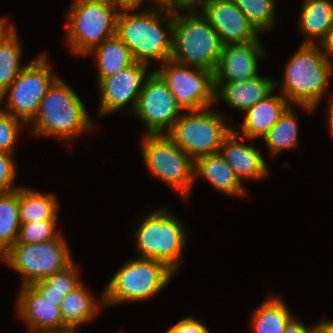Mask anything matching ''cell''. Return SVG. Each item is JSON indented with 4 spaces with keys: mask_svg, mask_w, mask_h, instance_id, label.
I'll use <instances>...</instances> for the list:
<instances>
[{
    "mask_svg": "<svg viewBox=\"0 0 333 333\" xmlns=\"http://www.w3.org/2000/svg\"><path fill=\"white\" fill-rule=\"evenodd\" d=\"M272 92L245 111L242 124L243 136L248 139L264 137L290 106L284 96H272Z\"/></svg>",
    "mask_w": 333,
    "mask_h": 333,
    "instance_id": "20",
    "label": "cell"
},
{
    "mask_svg": "<svg viewBox=\"0 0 333 333\" xmlns=\"http://www.w3.org/2000/svg\"><path fill=\"white\" fill-rule=\"evenodd\" d=\"M321 47L323 55L331 61V59L328 58V56H333V27L327 32L325 38L318 43ZM321 44V45H320Z\"/></svg>",
    "mask_w": 333,
    "mask_h": 333,
    "instance_id": "38",
    "label": "cell"
},
{
    "mask_svg": "<svg viewBox=\"0 0 333 333\" xmlns=\"http://www.w3.org/2000/svg\"><path fill=\"white\" fill-rule=\"evenodd\" d=\"M201 14L220 36L224 45L246 44L258 39L259 31L233 0H204Z\"/></svg>",
    "mask_w": 333,
    "mask_h": 333,
    "instance_id": "14",
    "label": "cell"
},
{
    "mask_svg": "<svg viewBox=\"0 0 333 333\" xmlns=\"http://www.w3.org/2000/svg\"><path fill=\"white\" fill-rule=\"evenodd\" d=\"M151 1H153L154 3L156 2L158 6H163L166 9L170 10V0H151Z\"/></svg>",
    "mask_w": 333,
    "mask_h": 333,
    "instance_id": "44",
    "label": "cell"
},
{
    "mask_svg": "<svg viewBox=\"0 0 333 333\" xmlns=\"http://www.w3.org/2000/svg\"><path fill=\"white\" fill-rule=\"evenodd\" d=\"M20 224L19 189L0 193V258L16 243Z\"/></svg>",
    "mask_w": 333,
    "mask_h": 333,
    "instance_id": "27",
    "label": "cell"
},
{
    "mask_svg": "<svg viewBox=\"0 0 333 333\" xmlns=\"http://www.w3.org/2000/svg\"><path fill=\"white\" fill-rule=\"evenodd\" d=\"M70 251L61 234L43 243H15L2 259L23 276L22 285H32L71 263Z\"/></svg>",
    "mask_w": 333,
    "mask_h": 333,
    "instance_id": "10",
    "label": "cell"
},
{
    "mask_svg": "<svg viewBox=\"0 0 333 333\" xmlns=\"http://www.w3.org/2000/svg\"><path fill=\"white\" fill-rule=\"evenodd\" d=\"M148 74L147 64L135 61L118 73L102 79L98 84L101 88L100 114H106L123 108L132 102L130 113L136 109L139 95ZM147 74V75H146Z\"/></svg>",
    "mask_w": 333,
    "mask_h": 333,
    "instance_id": "15",
    "label": "cell"
},
{
    "mask_svg": "<svg viewBox=\"0 0 333 333\" xmlns=\"http://www.w3.org/2000/svg\"><path fill=\"white\" fill-rule=\"evenodd\" d=\"M90 53L95 54L98 68V83L111 75L127 68L135 62L130 49L117 36L104 40Z\"/></svg>",
    "mask_w": 333,
    "mask_h": 333,
    "instance_id": "24",
    "label": "cell"
},
{
    "mask_svg": "<svg viewBox=\"0 0 333 333\" xmlns=\"http://www.w3.org/2000/svg\"><path fill=\"white\" fill-rule=\"evenodd\" d=\"M7 19H0V39L13 27L7 26ZM8 27V28H7Z\"/></svg>",
    "mask_w": 333,
    "mask_h": 333,
    "instance_id": "42",
    "label": "cell"
},
{
    "mask_svg": "<svg viewBox=\"0 0 333 333\" xmlns=\"http://www.w3.org/2000/svg\"><path fill=\"white\" fill-rule=\"evenodd\" d=\"M292 110L289 106L280 116L277 123L263 137L272 155L298 146V125Z\"/></svg>",
    "mask_w": 333,
    "mask_h": 333,
    "instance_id": "29",
    "label": "cell"
},
{
    "mask_svg": "<svg viewBox=\"0 0 333 333\" xmlns=\"http://www.w3.org/2000/svg\"><path fill=\"white\" fill-rule=\"evenodd\" d=\"M17 168L11 153L0 152V193H9L18 190L13 187V181L17 174Z\"/></svg>",
    "mask_w": 333,
    "mask_h": 333,
    "instance_id": "34",
    "label": "cell"
},
{
    "mask_svg": "<svg viewBox=\"0 0 333 333\" xmlns=\"http://www.w3.org/2000/svg\"><path fill=\"white\" fill-rule=\"evenodd\" d=\"M32 286L51 302H62L68 293L47 292V283L44 280L36 281Z\"/></svg>",
    "mask_w": 333,
    "mask_h": 333,
    "instance_id": "36",
    "label": "cell"
},
{
    "mask_svg": "<svg viewBox=\"0 0 333 333\" xmlns=\"http://www.w3.org/2000/svg\"><path fill=\"white\" fill-rule=\"evenodd\" d=\"M120 9L109 0H74L67 12V42L73 52L86 55L116 35Z\"/></svg>",
    "mask_w": 333,
    "mask_h": 333,
    "instance_id": "5",
    "label": "cell"
},
{
    "mask_svg": "<svg viewBox=\"0 0 333 333\" xmlns=\"http://www.w3.org/2000/svg\"><path fill=\"white\" fill-rule=\"evenodd\" d=\"M285 69L283 96L307 111L313 110L325 94L332 62L323 55L318 43H303Z\"/></svg>",
    "mask_w": 333,
    "mask_h": 333,
    "instance_id": "3",
    "label": "cell"
},
{
    "mask_svg": "<svg viewBox=\"0 0 333 333\" xmlns=\"http://www.w3.org/2000/svg\"><path fill=\"white\" fill-rule=\"evenodd\" d=\"M45 54L39 55L31 64L22 69L18 77L0 95V103L7 96V109L11 116L31 124L40 102L53 83L59 78L48 68Z\"/></svg>",
    "mask_w": 333,
    "mask_h": 333,
    "instance_id": "11",
    "label": "cell"
},
{
    "mask_svg": "<svg viewBox=\"0 0 333 333\" xmlns=\"http://www.w3.org/2000/svg\"><path fill=\"white\" fill-rule=\"evenodd\" d=\"M315 333H333V320L315 325Z\"/></svg>",
    "mask_w": 333,
    "mask_h": 333,
    "instance_id": "41",
    "label": "cell"
},
{
    "mask_svg": "<svg viewBox=\"0 0 333 333\" xmlns=\"http://www.w3.org/2000/svg\"><path fill=\"white\" fill-rule=\"evenodd\" d=\"M183 111L163 79L153 71L147 76L134 114L146 124L147 135L168 134Z\"/></svg>",
    "mask_w": 333,
    "mask_h": 333,
    "instance_id": "13",
    "label": "cell"
},
{
    "mask_svg": "<svg viewBox=\"0 0 333 333\" xmlns=\"http://www.w3.org/2000/svg\"><path fill=\"white\" fill-rule=\"evenodd\" d=\"M166 333H210L208 329L195 318L189 316L172 326Z\"/></svg>",
    "mask_w": 333,
    "mask_h": 333,
    "instance_id": "35",
    "label": "cell"
},
{
    "mask_svg": "<svg viewBox=\"0 0 333 333\" xmlns=\"http://www.w3.org/2000/svg\"><path fill=\"white\" fill-rule=\"evenodd\" d=\"M331 102V104H330V109H329V111H330V113H329V125H330V130L332 131V135H333V96H332V98H331V100H330Z\"/></svg>",
    "mask_w": 333,
    "mask_h": 333,
    "instance_id": "43",
    "label": "cell"
},
{
    "mask_svg": "<svg viewBox=\"0 0 333 333\" xmlns=\"http://www.w3.org/2000/svg\"><path fill=\"white\" fill-rule=\"evenodd\" d=\"M32 133L71 140L92 129L85 106L75 91L58 78L40 102Z\"/></svg>",
    "mask_w": 333,
    "mask_h": 333,
    "instance_id": "4",
    "label": "cell"
},
{
    "mask_svg": "<svg viewBox=\"0 0 333 333\" xmlns=\"http://www.w3.org/2000/svg\"><path fill=\"white\" fill-rule=\"evenodd\" d=\"M284 333H315V326L305 327L293 318L285 327Z\"/></svg>",
    "mask_w": 333,
    "mask_h": 333,
    "instance_id": "39",
    "label": "cell"
},
{
    "mask_svg": "<svg viewBox=\"0 0 333 333\" xmlns=\"http://www.w3.org/2000/svg\"><path fill=\"white\" fill-rule=\"evenodd\" d=\"M203 2L204 0H170V11L197 10L196 6Z\"/></svg>",
    "mask_w": 333,
    "mask_h": 333,
    "instance_id": "37",
    "label": "cell"
},
{
    "mask_svg": "<svg viewBox=\"0 0 333 333\" xmlns=\"http://www.w3.org/2000/svg\"><path fill=\"white\" fill-rule=\"evenodd\" d=\"M21 122V123H20ZM22 120L0 109V152L11 153L16 142Z\"/></svg>",
    "mask_w": 333,
    "mask_h": 333,
    "instance_id": "33",
    "label": "cell"
},
{
    "mask_svg": "<svg viewBox=\"0 0 333 333\" xmlns=\"http://www.w3.org/2000/svg\"><path fill=\"white\" fill-rule=\"evenodd\" d=\"M145 218L135 233L140 258L161 261L174 272L177 271L188 236L181 222L167 209L150 213Z\"/></svg>",
    "mask_w": 333,
    "mask_h": 333,
    "instance_id": "8",
    "label": "cell"
},
{
    "mask_svg": "<svg viewBox=\"0 0 333 333\" xmlns=\"http://www.w3.org/2000/svg\"><path fill=\"white\" fill-rule=\"evenodd\" d=\"M59 208L55 194H41L19 188V216L21 223L57 220Z\"/></svg>",
    "mask_w": 333,
    "mask_h": 333,
    "instance_id": "25",
    "label": "cell"
},
{
    "mask_svg": "<svg viewBox=\"0 0 333 333\" xmlns=\"http://www.w3.org/2000/svg\"><path fill=\"white\" fill-rule=\"evenodd\" d=\"M194 173L195 180L197 176H203L216 189L228 195H246L242 182L220 152L198 158L195 161Z\"/></svg>",
    "mask_w": 333,
    "mask_h": 333,
    "instance_id": "21",
    "label": "cell"
},
{
    "mask_svg": "<svg viewBox=\"0 0 333 333\" xmlns=\"http://www.w3.org/2000/svg\"><path fill=\"white\" fill-rule=\"evenodd\" d=\"M300 15L299 28L307 36L304 44L321 42L333 27V3L329 0H304Z\"/></svg>",
    "mask_w": 333,
    "mask_h": 333,
    "instance_id": "22",
    "label": "cell"
},
{
    "mask_svg": "<svg viewBox=\"0 0 333 333\" xmlns=\"http://www.w3.org/2000/svg\"><path fill=\"white\" fill-rule=\"evenodd\" d=\"M177 13L173 11L171 59L214 73L224 47L220 36L199 9Z\"/></svg>",
    "mask_w": 333,
    "mask_h": 333,
    "instance_id": "2",
    "label": "cell"
},
{
    "mask_svg": "<svg viewBox=\"0 0 333 333\" xmlns=\"http://www.w3.org/2000/svg\"><path fill=\"white\" fill-rule=\"evenodd\" d=\"M142 155L148 170L187 198L195 182V161L167 134L146 135Z\"/></svg>",
    "mask_w": 333,
    "mask_h": 333,
    "instance_id": "9",
    "label": "cell"
},
{
    "mask_svg": "<svg viewBox=\"0 0 333 333\" xmlns=\"http://www.w3.org/2000/svg\"><path fill=\"white\" fill-rule=\"evenodd\" d=\"M292 319L282 299L271 296L253 313L251 325L255 333H284Z\"/></svg>",
    "mask_w": 333,
    "mask_h": 333,
    "instance_id": "26",
    "label": "cell"
},
{
    "mask_svg": "<svg viewBox=\"0 0 333 333\" xmlns=\"http://www.w3.org/2000/svg\"><path fill=\"white\" fill-rule=\"evenodd\" d=\"M258 40L226 44L214 71L215 83H243L258 76L257 60L264 56Z\"/></svg>",
    "mask_w": 333,
    "mask_h": 333,
    "instance_id": "16",
    "label": "cell"
},
{
    "mask_svg": "<svg viewBox=\"0 0 333 333\" xmlns=\"http://www.w3.org/2000/svg\"><path fill=\"white\" fill-rule=\"evenodd\" d=\"M56 221L21 223L16 243H43L56 239L60 235L55 231Z\"/></svg>",
    "mask_w": 333,
    "mask_h": 333,
    "instance_id": "31",
    "label": "cell"
},
{
    "mask_svg": "<svg viewBox=\"0 0 333 333\" xmlns=\"http://www.w3.org/2000/svg\"><path fill=\"white\" fill-rule=\"evenodd\" d=\"M83 287L80 284L68 293L61 303V316L68 329H76L77 326L94 318L99 310V304H104V294H102L100 301H96Z\"/></svg>",
    "mask_w": 333,
    "mask_h": 333,
    "instance_id": "23",
    "label": "cell"
},
{
    "mask_svg": "<svg viewBox=\"0 0 333 333\" xmlns=\"http://www.w3.org/2000/svg\"><path fill=\"white\" fill-rule=\"evenodd\" d=\"M209 110H190L180 115L167 134L194 161L219 152L224 139L233 130V127L224 124L219 114Z\"/></svg>",
    "mask_w": 333,
    "mask_h": 333,
    "instance_id": "7",
    "label": "cell"
},
{
    "mask_svg": "<svg viewBox=\"0 0 333 333\" xmlns=\"http://www.w3.org/2000/svg\"><path fill=\"white\" fill-rule=\"evenodd\" d=\"M21 48L14 26L0 39V95L18 77Z\"/></svg>",
    "mask_w": 333,
    "mask_h": 333,
    "instance_id": "28",
    "label": "cell"
},
{
    "mask_svg": "<svg viewBox=\"0 0 333 333\" xmlns=\"http://www.w3.org/2000/svg\"><path fill=\"white\" fill-rule=\"evenodd\" d=\"M113 5L120 8V10H133L136 9L144 0H109Z\"/></svg>",
    "mask_w": 333,
    "mask_h": 333,
    "instance_id": "40",
    "label": "cell"
},
{
    "mask_svg": "<svg viewBox=\"0 0 333 333\" xmlns=\"http://www.w3.org/2000/svg\"><path fill=\"white\" fill-rule=\"evenodd\" d=\"M220 154L240 179H262L268 174L265 160L253 146L245 145L238 140V132H232L224 139Z\"/></svg>",
    "mask_w": 333,
    "mask_h": 333,
    "instance_id": "18",
    "label": "cell"
},
{
    "mask_svg": "<svg viewBox=\"0 0 333 333\" xmlns=\"http://www.w3.org/2000/svg\"><path fill=\"white\" fill-rule=\"evenodd\" d=\"M61 303L45 299L32 285H22L17 308L32 331H61L68 329L61 316Z\"/></svg>",
    "mask_w": 333,
    "mask_h": 333,
    "instance_id": "17",
    "label": "cell"
},
{
    "mask_svg": "<svg viewBox=\"0 0 333 333\" xmlns=\"http://www.w3.org/2000/svg\"><path fill=\"white\" fill-rule=\"evenodd\" d=\"M163 69L154 70L167 84L182 110H201L216 102L214 73L180 64L173 59Z\"/></svg>",
    "mask_w": 333,
    "mask_h": 333,
    "instance_id": "12",
    "label": "cell"
},
{
    "mask_svg": "<svg viewBox=\"0 0 333 333\" xmlns=\"http://www.w3.org/2000/svg\"><path fill=\"white\" fill-rule=\"evenodd\" d=\"M175 272L161 261L137 258L123 265L104 291L105 304L141 301L159 293Z\"/></svg>",
    "mask_w": 333,
    "mask_h": 333,
    "instance_id": "6",
    "label": "cell"
},
{
    "mask_svg": "<svg viewBox=\"0 0 333 333\" xmlns=\"http://www.w3.org/2000/svg\"><path fill=\"white\" fill-rule=\"evenodd\" d=\"M276 86L277 82L259 75L243 83H215V98L216 101L222 98L229 106L245 112L273 92Z\"/></svg>",
    "mask_w": 333,
    "mask_h": 333,
    "instance_id": "19",
    "label": "cell"
},
{
    "mask_svg": "<svg viewBox=\"0 0 333 333\" xmlns=\"http://www.w3.org/2000/svg\"><path fill=\"white\" fill-rule=\"evenodd\" d=\"M242 13L260 31L275 25V0H233Z\"/></svg>",
    "mask_w": 333,
    "mask_h": 333,
    "instance_id": "30",
    "label": "cell"
},
{
    "mask_svg": "<svg viewBox=\"0 0 333 333\" xmlns=\"http://www.w3.org/2000/svg\"><path fill=\"white\" fill-rule=\"evenodd\" d=\"M38 333H76L75 329H65L61 331H40Z\"/></svg>",
    "mask_w": 333,
    "mask_h": 333,
    "instance_id": "45",
    "label": "cell"
},
{
    "mask_svg": "<svg viewBox=\"0 0 333 333\" xmlns=\"http://www.w3.org/2000/svg\"><path fill=\"white\" fill-rule=\"evenodd\" d=\"M128 11L120 10L116 35L130 49L133 59L145 64H148L149 59L162 63L171 59L173 11L163 6H157L155 11L146 10L134 14ZM161 22L167 24L170 38L167 36L168 31L161 27Z\"/></svg>",
    "mask_w": 333,
    "mask_h": 333,
    "instance_id": "1",
    "label": "cell"
},
{
    "mask_svg": "<svg viewBox=\"0 0 333 333\" xmlns=\"http://www.w3.org/2000/svg\"><path fill=\"white\" fill-rule=\"evenodd\" d=\"M44 281L47 283V292L57 293H70L81 284L73 262L65 269L46 277Z\"/></svg>",
    "mask_w": 333,
    "mask_h": 333,
    "instance_id": "32",
    "label": "cell"
}]
</instances>
